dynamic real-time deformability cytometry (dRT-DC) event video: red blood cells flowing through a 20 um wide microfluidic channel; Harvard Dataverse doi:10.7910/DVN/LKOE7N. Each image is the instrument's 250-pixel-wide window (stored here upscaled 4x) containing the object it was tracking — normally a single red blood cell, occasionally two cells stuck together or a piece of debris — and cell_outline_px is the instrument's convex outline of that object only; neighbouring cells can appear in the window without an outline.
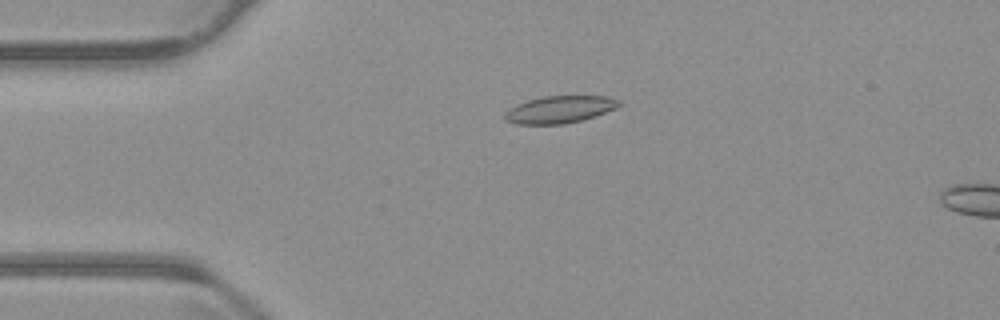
{"species": "common noctule bat (a hibernating species)", "species_latin": "Nyctalus noctula", "temperature_condition": "warm", "stored_images_in_passage": 56, "segment_of_instrument_passage": [1, 2], "camera_frame_rate_fps": 3000, "um_per_image_px": 0.085, "animal": {"sex": "male", "body_mass_g": 23.1, "forearm_length_mm": 52.7}, "frame": {"image": 1, "passage_image": 13, "time_ms": 4.0, "image_size_px": [1000, 320], "cell_outline_px": [[624, 104], [616, 108], [580, 120], [564, 124], [516, 124], [508, 120], [504, 116], [504, 112], [516, 104], [528, 100], [544, 96], [608, 96], [620, 100]], "centroid_in_image_um": [47.58, 9.29], "position_along_channel_um": 37.4, "area_um2": 17.98}}
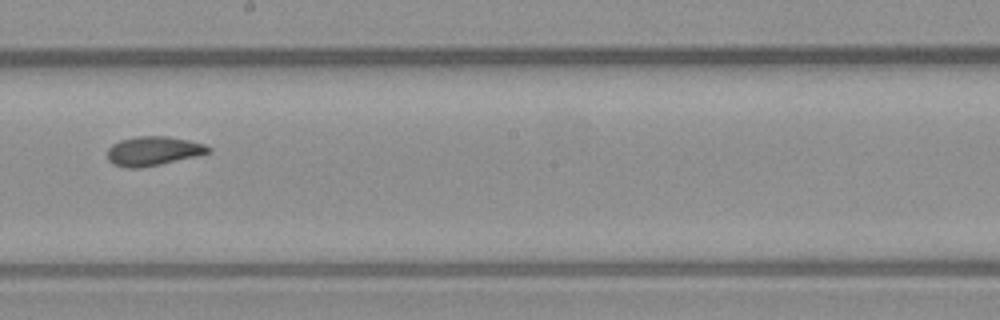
{"frame": {"image": 2, "passage_image": 31, "time_ms": 10.0, "image_size_px": [1000, 320], "cell_outline_px": [[212, 152], [160, 164], [140, 168], [124, 168], [112, 164], [108, 160], [108, 148], [112, 144], [120, 140], [136, 136], [168, 136], [188, 140], [204, 144], [212, 148]], "centroid_in_image_um": [13.0, 12.83], "position_along_channel_um": 235.2, "area_um2": 17.22}}
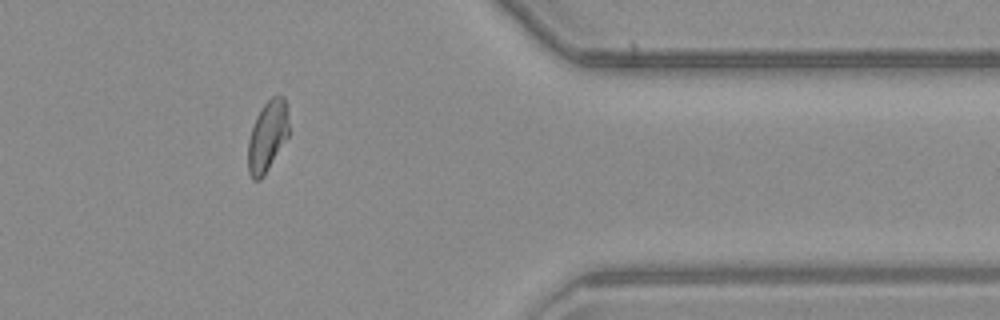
{"frame": {"image": 3, "passage_image": 45, "time_ms": 14.667, "image_size_px": [1000, 320], "cell_outline_px": [[288, 136], [268, 168], [260, 180], [252, 180], [248, 172], [248, 140], [256, 116], [260, 108], [272, 96], [284, 96], [288, 120]], "centroid_in_image_um": [22.71, 11.57], "position_along_channel_um": 388.7, "area_um2": 16.59}}